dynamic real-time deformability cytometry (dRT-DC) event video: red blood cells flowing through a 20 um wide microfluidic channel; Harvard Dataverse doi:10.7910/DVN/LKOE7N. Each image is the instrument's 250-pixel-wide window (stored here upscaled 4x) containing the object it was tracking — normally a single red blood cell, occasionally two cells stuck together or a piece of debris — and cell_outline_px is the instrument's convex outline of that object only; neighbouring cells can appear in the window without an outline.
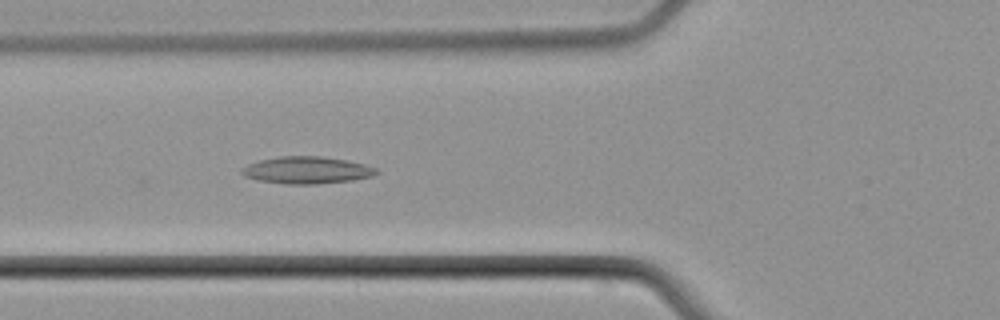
{"species": "common noctule bat (a hibernating species)", "species_latin": "Nyctalus noctula", "temperature_condition": "cold", "stored_images_in_passage": 7, "camera_frame_rate_fps": 3000, "um_per_image_px": 0.085, "animal": {"sex": "male", "body_mass_g": 21.5, "forearm_length_mm": 52.0}, "frame": {"image": 1, "passage_image": 7, "time_ms": 8.333, "image_size_px": [1000, 320], "cell_outline_px": [[380, 172], [372, 176], [352, 180], [316, 184], [284, 184], [260, 180], [244, 176], [240, 172], [240, 168], [248, 164], [260, 160], [280, 156], [324, 156], [364, 164], [376, 168]], "centroid_in_image_um": [26.06, 14.46], "position_along_channel_um": 99.7, "area_um2": 21.21}}